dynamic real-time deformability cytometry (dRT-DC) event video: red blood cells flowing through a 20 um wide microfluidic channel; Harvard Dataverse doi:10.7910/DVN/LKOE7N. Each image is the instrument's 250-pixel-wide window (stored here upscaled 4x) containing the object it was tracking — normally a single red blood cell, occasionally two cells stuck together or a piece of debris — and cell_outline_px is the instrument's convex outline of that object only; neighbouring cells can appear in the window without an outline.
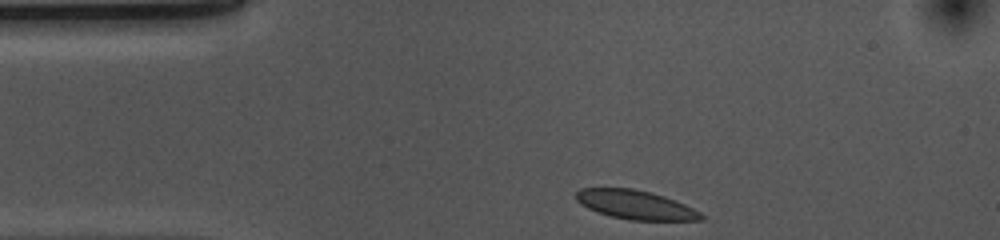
{"species": "common noctule bat (a hibernating species)", "species_latin": "Nyctalus noctula", "temperature_condition": "cold", "stored_images_in_passage": 33, "camera_frame_rate_fps": 3000, "um_per_image_px": 0.085, "animal": {"sex": "female", "body_mass_g": 10.0, "forearm_length_mm": 53.1}, "frame": {"image": 1, "passage_image": 1, "time_ms": 0.0, "image_size_px": [1000, 240], "cell_outline_px": [[704, 220], [628, 220], [596, 212], [580, 204], [576, 200], [576, 192], [580, 188], [632, 188], [652, 192], [664, 196], [684, 204], [700, 212], [704, 216]], "centroid_in_image_um": [54.0, 17.4], "position_along_channel_um": 31.0, "area_um2": 21.1}}
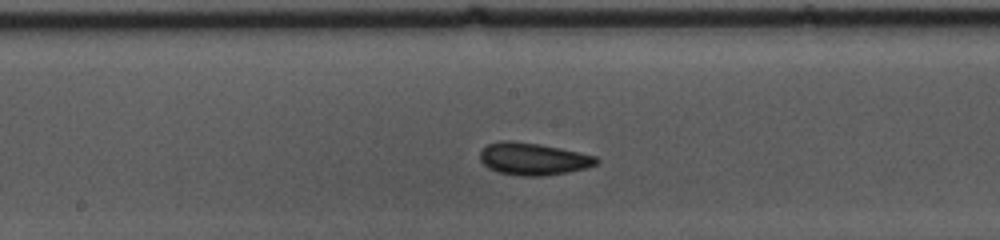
{"frame": {"image": 2, "passage_image": 18, "time_ms": 5.667, "image_size_px": [1000, 240], "cell_outline_px": [[600, 160], [596, 164], [588, 168], [544, 176], [524, 176], [500, 172], [488, 168], [480, 160], [480, 152], [488, 144], [500, 140], [512, 140], [540, 144], [560, 148], [596, 156]], "centroid_in_image_um": [45.32, 13.5], "position_along_channel_um": 202.9, "area_um2": 21.85}}
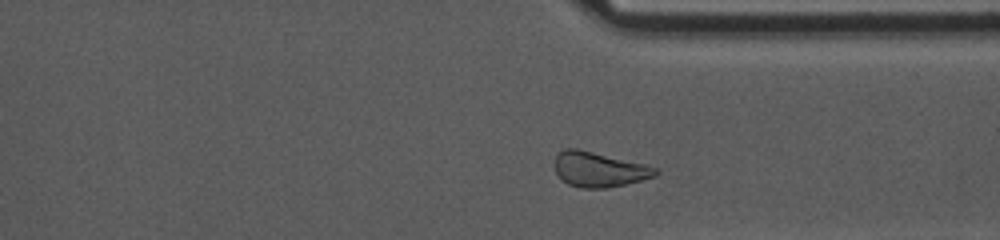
{"frame": {"image": 3, "passage_image": 31, "time_ms": 10.0, "image_size_px": [1000, 240], "cell_outline_px": [[660, 172], [656, 176], [608, 188], [580, 188], [568, 184], [556, 172], [552, 164], [556, 156], [564, 148], [576, 148], [648, 164], [660, 168]], "centroid_in_image_um": [50.95, 14.39], "position_along_channel_um": 360.5, "area_um2": 20.81}, "authors_computed_cell_mechanics": {"area_um2": 21.0392, "velocity_mm_per_s": 3.648, "shape_relaxation_time_tau1_ms": 2.856, "shape_relaxation_time_tau2_ms": 3.2286, "deformation_change_tau1": 0.0655, "deformation_change_tau2": 0.0566}}